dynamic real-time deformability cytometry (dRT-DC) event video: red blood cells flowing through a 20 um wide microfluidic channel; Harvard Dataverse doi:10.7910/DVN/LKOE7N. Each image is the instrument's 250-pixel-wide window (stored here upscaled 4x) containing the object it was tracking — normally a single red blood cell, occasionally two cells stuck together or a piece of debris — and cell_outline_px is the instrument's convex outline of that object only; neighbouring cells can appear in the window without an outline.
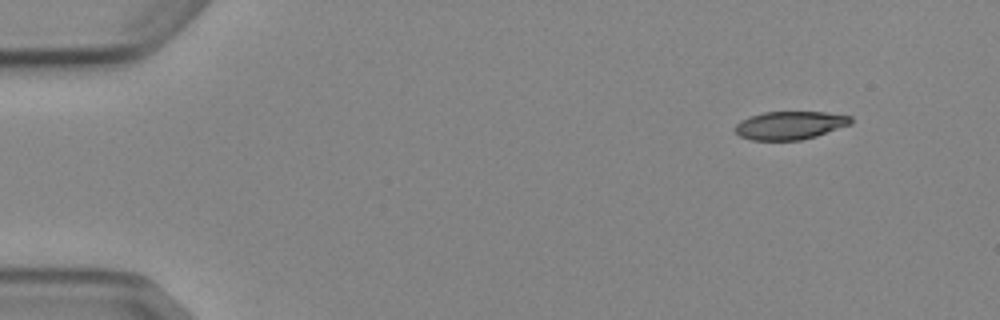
{"species": "Egyptian fruit bat (a non-hibernating species)", "species_latin": "Rousettus aegyptiacus", "temperature_condition": "cold", "stored_images_in_passage": 4, "camera_frame_rate_fps": 3000, "um_per_image_px": 0.085, "animal": {"sex": "female"}, "frame": {"image": 1, "passage_image": 1, "time_ms": 0.0, "image_size_px": [1000, 320], "cell_outline_px": [[852, 124], [816, 136], [800, 140], [752, 140], [740, 136], [732, 128], [740, 120], [748, 116], [764, 112], [824, 112], [852, 116]], "centroid_in_image_um": [67.12, 10.65], "position_along_channel_um": 17.9, "area_um2": 19.13}}
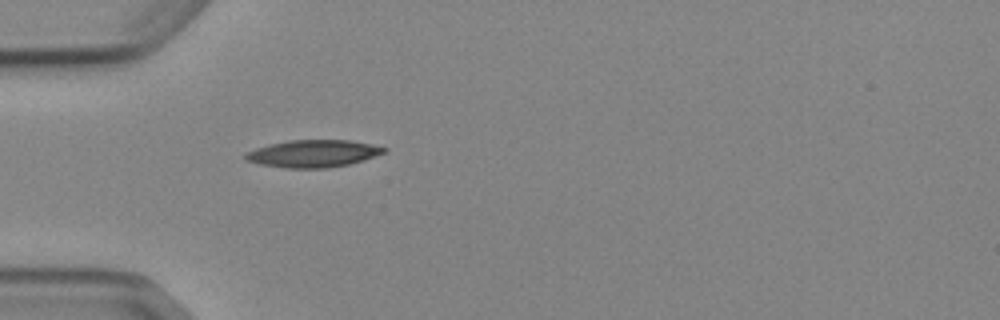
{"frame": {"image": 2, "passage_image": 4, "time_ms": 3.667, "image_size_px": [1000, 320], "cell_outline_px": [[388, 148], [384, 152], [364, 160], [348, 164], [328, 168], [284, 168], [260, 164], [248, 160], [244, 156], [248, 152], [256, 148], [268, 144], [288, 140], [348, 140], [372, 144]], "centroid_in_image_um": [26.62, 13.05], "position_along_channel_um": 58.4, "area_um2": 21.91}}